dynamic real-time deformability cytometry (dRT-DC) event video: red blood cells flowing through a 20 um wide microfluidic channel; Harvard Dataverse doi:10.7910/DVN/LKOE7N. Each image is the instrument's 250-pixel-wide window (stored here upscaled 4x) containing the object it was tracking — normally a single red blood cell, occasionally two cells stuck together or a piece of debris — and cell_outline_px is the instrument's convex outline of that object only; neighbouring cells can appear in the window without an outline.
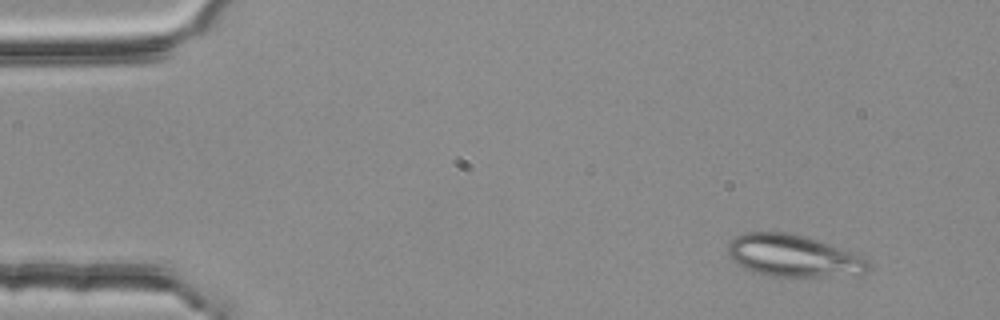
{"species": "common noctule bat (a hibernating species)", "species_latin": "Nyctalus noctula", "temperature_condition": "room temperature", "stored_images_in_passage": 3, "camera_frame_rate_fps": 3000, "um_per_image_px": 0.085, "animal": {"sex": "female", "body_mass_g": 25.1}, "frame": {"image": 1, "passage_image": 3, "time_ms": 0.667, "image_size_px": [1000, 320], "cell_outline_px": [[872, 268], [864, 276], [772, 276], [736, 264], [728, 256], [728, 244], [736, 236], [744, 232], [792, 232], [808, 236], [868, 260]], "centroid_in_image_um": [67.47, 21.74], "position_along_channel_um": 17.5, "area_um2": 34.39}}